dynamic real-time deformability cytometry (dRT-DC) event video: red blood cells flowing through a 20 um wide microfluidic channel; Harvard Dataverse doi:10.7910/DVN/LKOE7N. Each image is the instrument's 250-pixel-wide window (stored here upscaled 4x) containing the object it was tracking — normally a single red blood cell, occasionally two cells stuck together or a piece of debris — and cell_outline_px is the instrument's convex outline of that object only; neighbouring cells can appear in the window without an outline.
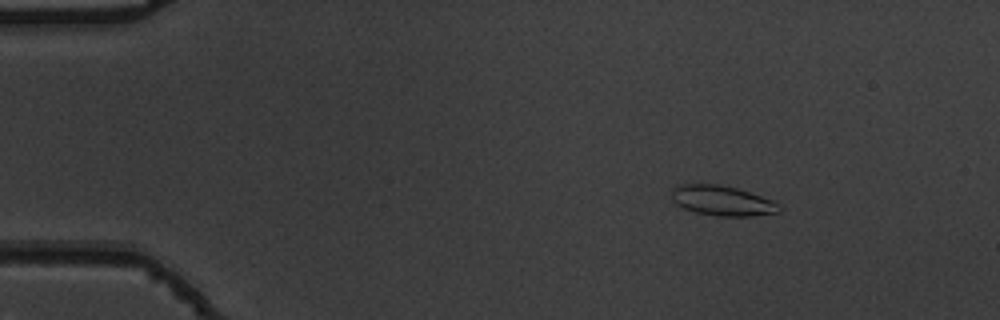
{"species": "common noctule bat (a hibernating species)", "species_latin": "Nyctalus noctula", "temperature_condition": "warm", "stored_images_in_passage": 47, "camera_frame_rate_fps": 3000, "um_per_image_px": 0.085, "animal": {"sex": "male", "body_mass_g": 19.5, "forearm_length_mm": 54.6}, "frame": {"image": 1, "passage_image": 1, "time_ms": 0.0, "image_size_px": [1000, 320], "cell_outline_px": [[780, 212], [752, 216], [716, 216], [696, 212], [684, 208], [676, 204], [672, 200], [672, 188], [680, 184], [720, 184], [736, 188], [772, 200], [780, 204]], "centroid_in_image_um": [61.38, 17.06], "position_along_channel_um": 23.6, "area_um2": 18.79}}
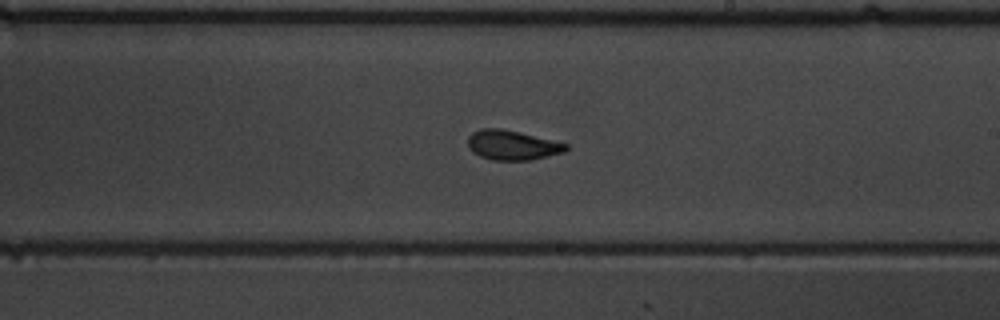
{"frame": {"image": 2, "passage_image": 25, "time_ms": 8.0, "image_size_px": [1000, 320], "cell_outline_px": [[568, 148], [564, 152], [532, 160], [492, 160], [480, 156], [472, 152], [468, 148], [468, 136], [472, 132], [480, 128], [500, 128], [568, 144]], "centroid_in_image_um": [43.5, 12.34], "position_along_channel_um": 245.5, "area_um2": 16.88}}
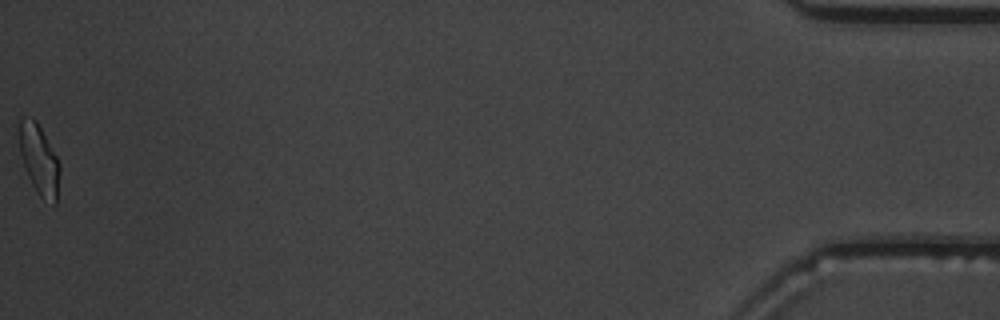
{"frame": {"image": 3, "passage_image": 47, "time_ms": 15.333, "image_size_px": [1000, 320], "cell_outline_px": [[60, 172], [56, 204], [52, 204], [40, 196], [36, 192], [28, 176], [20, 156], [20, 120], [32, 116], [36, 120], [56, 156], [60, 164]], "centroid_in_image_um": [3.34, 13.61], "position_along_channel_um": 431.9, "area_um2": 16.3}, "authors_computed_cell_mechanics": {"area_um2": 16.8776, "velocity_mm_per_s": 3.8326, "shape_relaxation_time_tau1_ms": 4.7688, "shape_relaxation_time_tau2_ms": 1.4052, "deformation_change_tau1": 0.1685, "deformation_change_tau2": 0.0729}}